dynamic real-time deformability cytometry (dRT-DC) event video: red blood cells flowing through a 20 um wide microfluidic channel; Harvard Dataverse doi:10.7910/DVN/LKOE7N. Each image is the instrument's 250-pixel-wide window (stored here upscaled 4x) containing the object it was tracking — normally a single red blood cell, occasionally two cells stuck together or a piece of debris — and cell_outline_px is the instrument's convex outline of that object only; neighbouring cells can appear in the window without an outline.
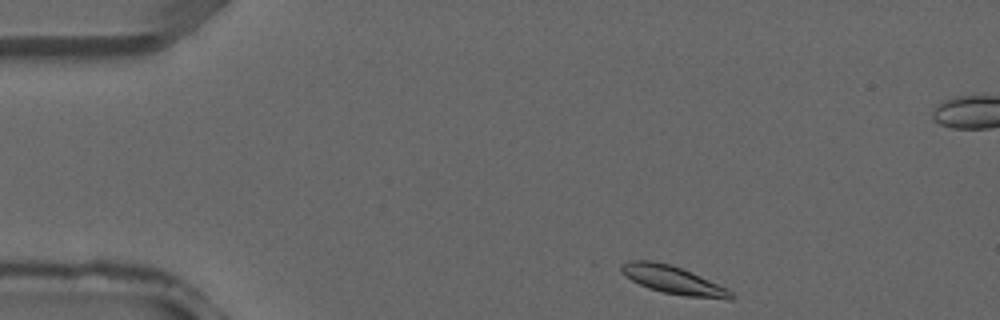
{"species": "common noctule bat (a hibernating species)", "species_latin": "Nyctalus noctula", "temperature_condition": "warm", "stored_images_in_passage": 28, "camera_frame_rate_fps": 3000, "um_per_image_px": 0.085, "animal": {"sex": "male", "forearm_length_mm": 52.5}, "frame": {"image": 1, "passage_image": 1, "time_ms": 0.0, "image_size_px": [1000, 320], "cell_outline_px": [[736, 296], [732, 300], [728, 300], [684, 296], [664, 292], [648, 288], [624, 276], [620, 272], [620, 264], [628, 260], [652, 260], [672, 264], [692, 272], [728, 288]], "centroid_in_image_um": [57.24, 23.79], "position_along_channel_um": 27.8, "area_um2": 18.32}}
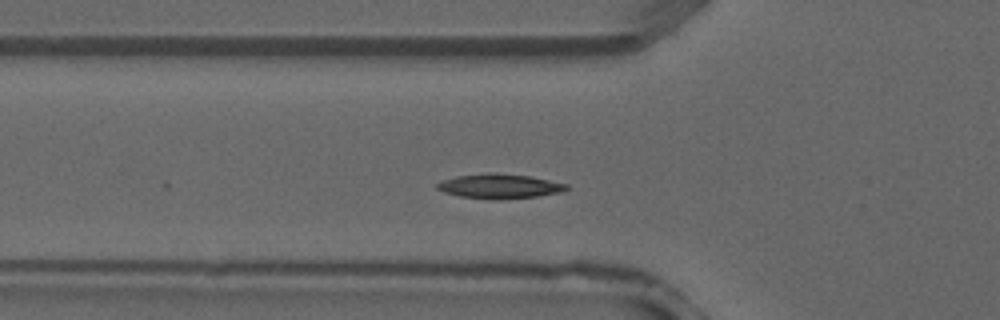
{"frame": {"image": 2, "passage_image": 8, "time_ms": 2.333, "image_size_px": [1000, 320], "cell_outline_px": [[568, 188], [560, 192], [536, 196], [500, 200], [496, 200], [460, 196], [444, 192], [436, 188], [436, 184], [444, 180], [456, 176], [488, 172], [528, 176], [568, 184]], "centroid_in_image_um": [42.43, 15.83], "position_along_channel_um": 83.4, "area_um2": 18.32}}
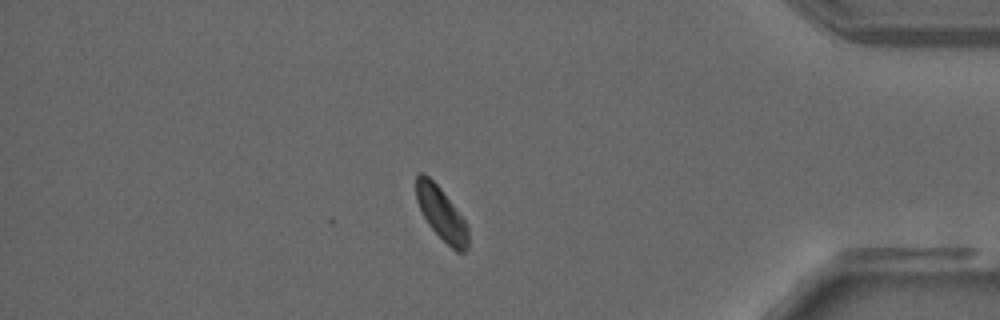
{"frame": {"image": 3, "passage_image": 28, "time_ms": 9.0, "image_size_px": [1000, 320], "cell_outline_px": [[468, 248], [464, 252], [456, 252], [428, 224], [416, 200], [416, 176], [420, 172], [424, 172], [440, 188], [468, 224]], "centroid_in_image_um": [37.53, 18.16], "position_along_channel_um": 397.7, "area_um2": 15.84}}